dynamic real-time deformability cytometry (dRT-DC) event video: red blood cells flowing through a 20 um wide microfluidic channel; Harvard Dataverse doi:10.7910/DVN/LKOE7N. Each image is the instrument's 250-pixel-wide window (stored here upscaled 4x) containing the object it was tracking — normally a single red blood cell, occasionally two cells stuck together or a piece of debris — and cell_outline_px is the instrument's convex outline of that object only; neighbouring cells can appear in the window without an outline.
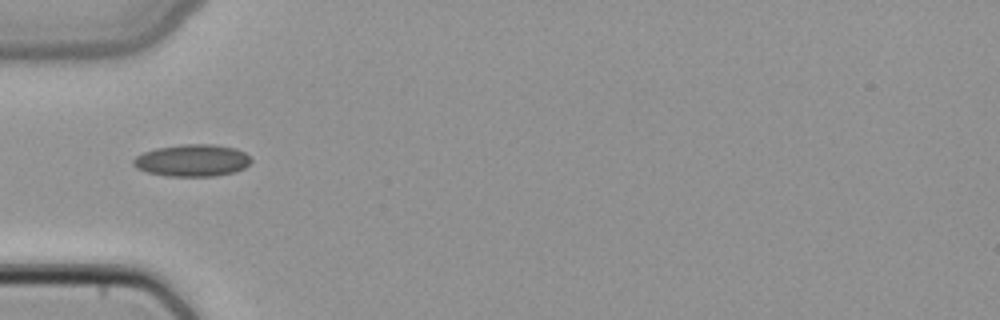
{"species": "common noctule bat (a hibernating species)", "species_latin": "Nyctalus noctula", "temperature_condition": "cold", "stored_images_in_passage": 1, "camera_frame_rate_fps": 3000, "um_per_image_px": 0.085, "animal": {"sex": "female", "body_mass_g": 22.7, "forearm_length_mm": 54.2}, "frame": {"image": 1, "passage_image": 1, "time_ms": 0.0, "image_size_px": [1000, 320], "cell_outline_px": [[252, 160], [244, 168], [232, 172], [216, 176], [164, 176], [148, 172], [136, 168], [132, 164], [132, 160], [136, 156], [144, 152], [156, 148], [184, 144], [212, 144], [236, 148], [244, 152]], "centroid_in_image_um": [16.32, 13.63], "position_along_channel_um": 68.7, "area_um2": 21.96}}